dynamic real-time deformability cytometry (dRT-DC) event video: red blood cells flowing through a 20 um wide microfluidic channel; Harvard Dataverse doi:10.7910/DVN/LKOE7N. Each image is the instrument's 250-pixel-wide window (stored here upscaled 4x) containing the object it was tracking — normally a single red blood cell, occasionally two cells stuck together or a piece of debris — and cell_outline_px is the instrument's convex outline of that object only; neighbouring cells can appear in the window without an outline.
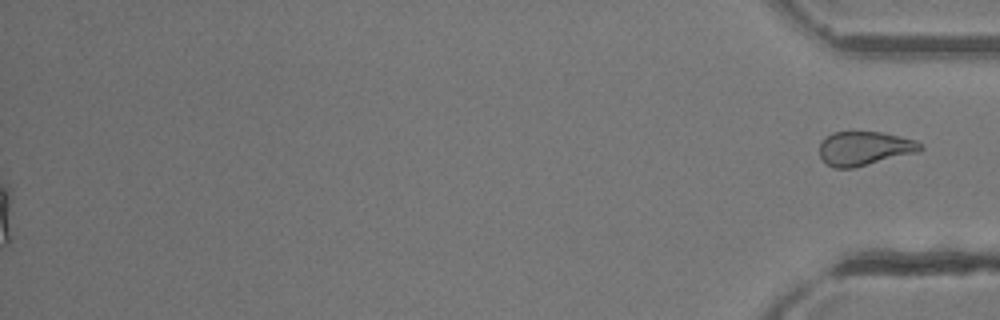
{"species": "common noctule bat (a hibernating species)", "species_latin": "Nyctalus noctula", "temperature_condition": "room temperature", "stored_images_in_passage": 30, "segment_of_instrument_passage": [2, 2], "camera_frame_rate_fps": 3000, "um_per_image_px": 0.085, "animal": {"sex": "female"}, "frame": {"image": 1, "passage_image": 30, "time_ms": 9.667, "image_size_px": [1000, 320], "cell_outline_px": [[924, 148], [920, 152], [852, 168], [836, 168], [828, 164], [820, 156], [820, 144], [832, 132], [880, 132], [916, 140], [924, 144]], "centroid_in_image_um": [73.54, 12.61], "position_along_channel_um": 361.7, "area_um2": 19.88}}